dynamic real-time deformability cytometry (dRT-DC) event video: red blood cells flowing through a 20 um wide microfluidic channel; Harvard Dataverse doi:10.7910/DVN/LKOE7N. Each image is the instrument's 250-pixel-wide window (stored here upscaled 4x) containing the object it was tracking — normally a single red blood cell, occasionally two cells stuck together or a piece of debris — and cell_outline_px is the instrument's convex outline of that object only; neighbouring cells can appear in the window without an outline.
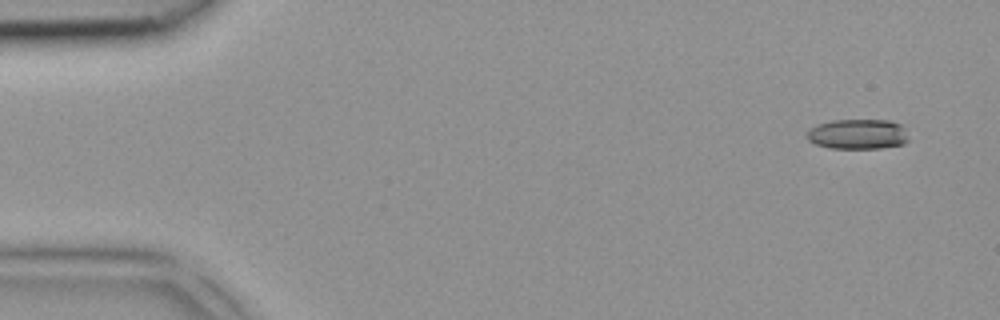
{"species": "common noctule bat (a hibernating species)", "species_latin": "Nyctalus noctula", "temperature_condition": "room temperature", "stored_images_in_passage": 3, "camera_frame_rate_fps": 3000, "um_per_image_px": 0.085, "animal": {"sex": "female", "body_mass_g": 18.4}, "frame": {"image": 1, "passage_image": 1, "time_ms": 0.0, "image_size_px": [1000, 320], "cell_outline_px": [[908, 140], [904, 144], [880, 148], [828, 148], [816, 144], [808, 140], [804, 136], [808, 128], [816, 124], [832, 120], [888, 120], [900, 124], [904, 128]], "centroid_in_image_um": [72.85, 11.4], "position_along_channel_um": 12.1, "area_um2": 18.03}}